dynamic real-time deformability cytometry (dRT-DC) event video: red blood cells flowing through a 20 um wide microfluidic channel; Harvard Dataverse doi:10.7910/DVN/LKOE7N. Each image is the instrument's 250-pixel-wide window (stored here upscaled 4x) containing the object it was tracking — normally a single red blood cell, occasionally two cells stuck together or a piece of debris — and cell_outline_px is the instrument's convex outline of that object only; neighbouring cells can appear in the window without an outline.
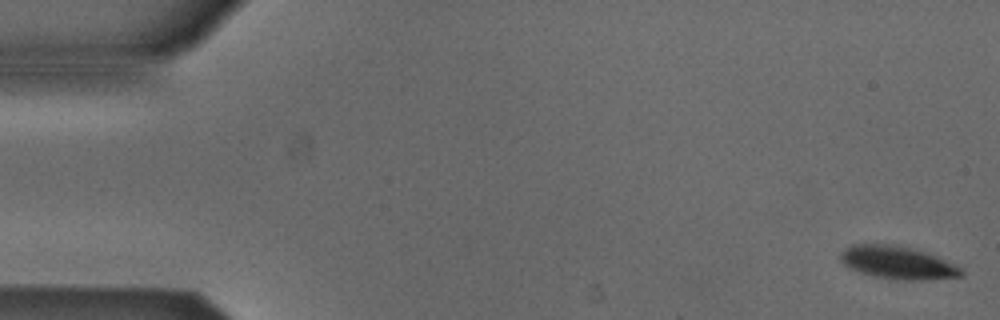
{"species": "Egyptian fruit bat (a non-hibernating species)", "species_latin": "Rousettus aegyptiacus", "temperature_condition": "cold", "stored_images_in_passage": 48, "camera_frame_rate_fps": 3000, "um_per_image_px": 0.085, "animal": {"sex": "male"}, "frame": {"image": 1, "passage_image": 1, "time_ms": 0.0, "image_size_px": [1000, 320], "cell_outline_px": [[964, 276], [924, 280], [904, 280], [872, 276], [848, 268], [840, 260], [840, 252], [844, 248], [852, 244], [896, 244], [924, 252], [936, 256], [956, 264], [964, 268]], "centroid_in_image_um": [76.31, 22.32], "position_along_channel_um": 8.7, "area_um2": 23.35}}
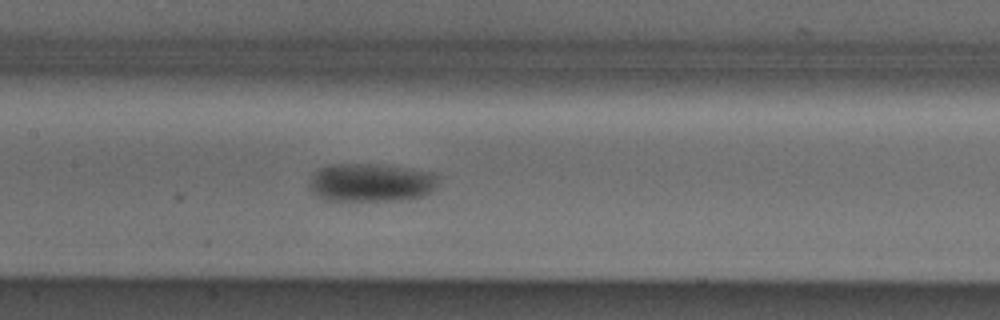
{"frame": {"image": 2, "passage_image": 25, "time_ms": 8.0, "image_size_px": [1000, 320], "cell_outline_px": [[440, 180], [436, 188], [432, 192], [424, 196], [408, 200], [324, 200], [316, 196], [308, 188], [308, 180], [312, 172], [320, 168], [332, 164], [384, 164], [432, 172], [440, 176]], "centroid_in_image_um": [31.55, 15.51], "position_along_channel_um": 175.9, "area_um2": 29.59}}
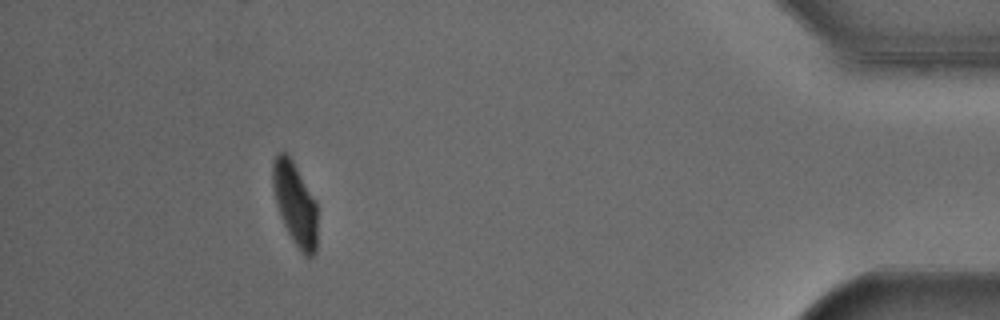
{"frame": {"image": 3, "passage_image": 48, "time_ms": 15.667, "image_size_px": [1000, 320], "cell_outline_px": [[316, 252], [312, 256], [304, 256], [300, 252], [288, 232], [280, 216], [276, 204], [272, 188], [272, 160], [276, 152], [284, 152], [292, 160], [316, 200]], "centroid_in_image_um": [25.05, 17.3], "position_along_channel_um": 410.1, "area_um2": 21.62}, "authors_computed_cell_mechanics": {"area_um2": 25.721, "velocity_mm_per_s": 3.8494, "shape_relaxation_time_tau1_ms": 3.2945, "shape_relaxation_time_tau2_ms": null, "deformation_change_tau1": 0.1046, "deformation_change_tau2": null}}